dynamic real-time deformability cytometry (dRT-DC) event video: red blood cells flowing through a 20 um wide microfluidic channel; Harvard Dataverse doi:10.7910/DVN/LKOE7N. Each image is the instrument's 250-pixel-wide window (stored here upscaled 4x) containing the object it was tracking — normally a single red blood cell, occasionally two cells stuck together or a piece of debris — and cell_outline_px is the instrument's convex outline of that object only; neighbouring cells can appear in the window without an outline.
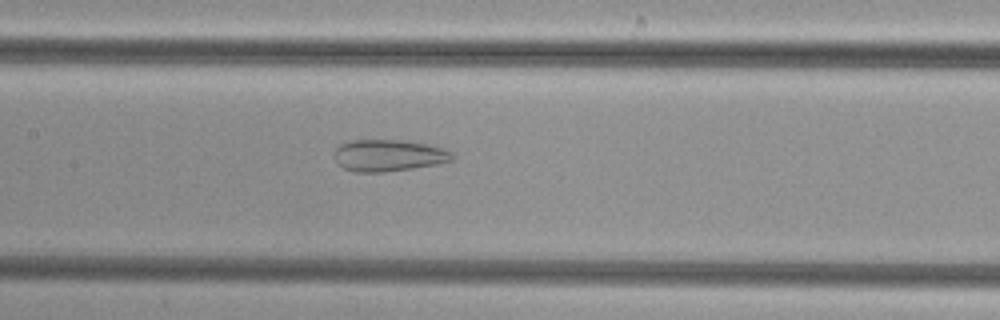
{"species": "common noctule bat (a hibernating species)", "species_latin": "Nyctalus noctula", "temperature_condition": "cold", "stored_images_in_passage": 49, "camera_frame_rate_fps": 3000, "um_per_image_px": 0.085, "animal": {"sex": "female", "body_mass_g": 29.2, "forearm_length_mm": 56.3}, "frame": {"image": 1, "passage_image": 23, "time_ms": 7.333, "image_size_px": [1000, 320], "cell_outline_px": [[452, 160], [436, 164], [412, 168], [384, 172], [356, 172], [344, 168], [336, 164], [332, 156], [336, 148], [340, 144], [352, 140], [400, 140], [428, 144], [444, 148], [452, 152]], "centroid_in_image_um": [32.97, 13.21], "position_along_channel_um": 174.4, "area_um2": 21.91}}
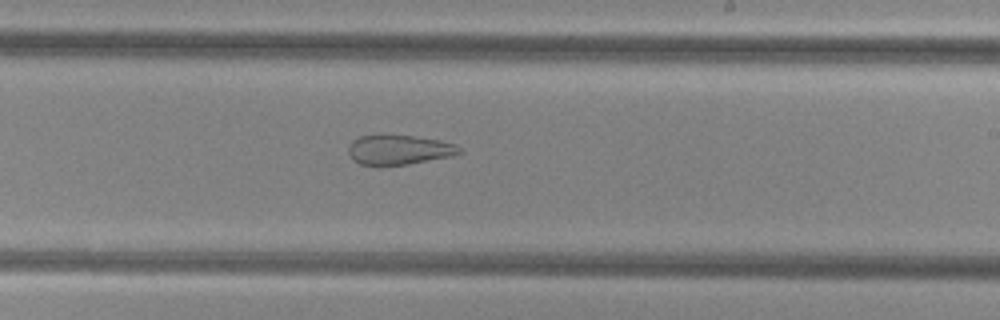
{"frame": {"image": 2, "passage_image": 29, "time_ms": 9.333, "image_size_px": [1000, 320], "cell_outline_px": [[464, 152], [452, 156], [408, 164], [380, 168], [360, 164], [352, 160], [348, 152], [348, 148], [352, 140], [360, 136], [376, 132], [412, 136], [440, 140], [456, 144]], "centroid_in_image_um": [33.85, 12.73], "position_along_channel_um": 255.2, "area_um2": 20.29}}
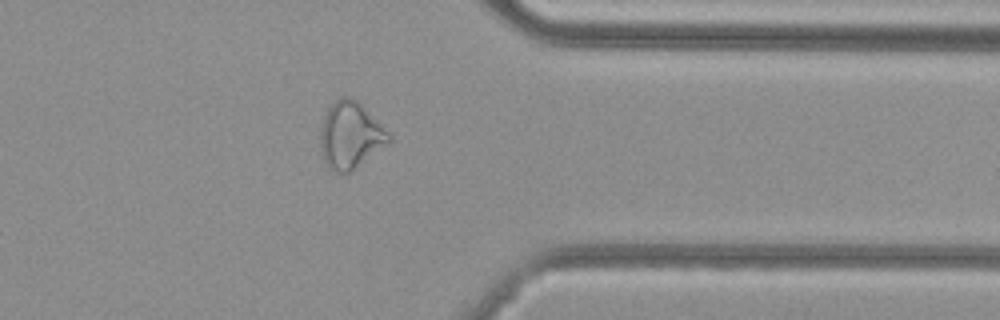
{"frame": {"image": 3, "passage_image": 39, "time_ms": 12.667, "image_size_px": [1000, 320], "cell_outline_px": [[392, 140], [388, 144], [348, 172], [332, 172], [328, 168], [324, 160], [320, 148], [320, 128], [324, 116], [328, 108], [340, 96], [348, 96], [356, 100], [392, 136]], "centroid_in_image_um": [29.75, 11.5], "position_along_channel_um": 381.6, "area_um2": 26.24}}